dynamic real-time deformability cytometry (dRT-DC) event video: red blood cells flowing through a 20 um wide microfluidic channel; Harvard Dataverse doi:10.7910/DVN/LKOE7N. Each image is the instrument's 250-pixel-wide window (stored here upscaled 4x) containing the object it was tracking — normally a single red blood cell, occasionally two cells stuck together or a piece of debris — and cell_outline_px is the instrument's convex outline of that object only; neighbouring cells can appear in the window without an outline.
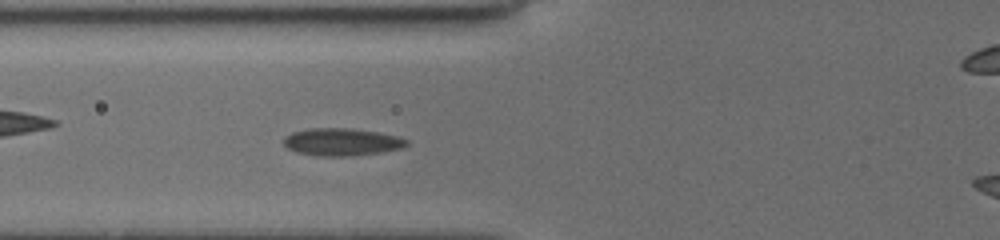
{"species": "common noctule bat (a hibernating species)", "species_latin": "Nyctalus noctula", "temperature_condition": "cold", "stored_images_in_passage": 8, "camera_frame_rate_fps": 3000, "um_per_image_px": 0.085, "animal": {"sex": "female", "body_mass_g": 19.5, "forearm_length_mm": 54.1}, "frame": {"image": 1, "passage_image": 4, "time_ms": 3.667, "image_size_px": [1000, 240], "cell_outline_px": [[408, 144], [400, 148], [380, 152], [352, 156], [316, 156], [296, 152], [288, 148], [284, 144], [284, 136], [292, 132], [308, 128], [352, 128], [376, 132], [396, 136], [408, 140]], "centroid_in_image_um": [29.0, 12.06], "position_along_channel_um": 96.8, "area_um2": 19.65}}
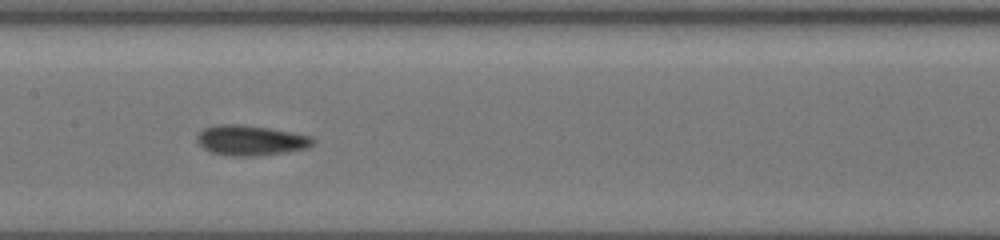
{"frame": {"image": 2, "passage_image": 6, "time_ms": 6.0, "image_size_px": [1000, 240], "cell_outline_px": [[316, 140], [308, 148], [284, 152], [256, 156], [232, 156], [208, 152], [196, 140], [196, 136], [204, 128], [216, 124], [244, 124], [292, 132], [312, 136]], "centroid_in_image_um": [21.3, 11.92], "position_along_channel_um": 186.1, "area_um2": 20.52}}
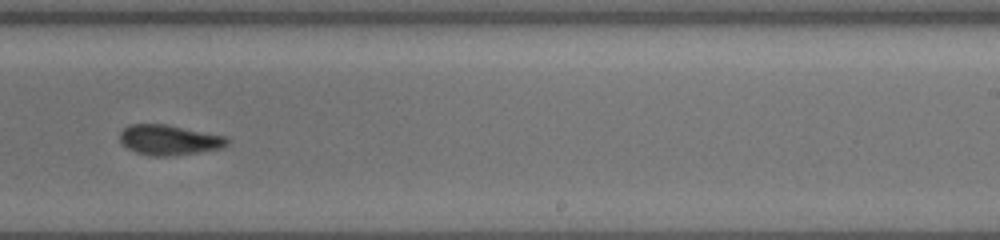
{"frame": {"image": 3, "passage_image": 8, "time_ms": 8.333, "image_size_px": [1000, 240], "cell_outline_px": [[232, 140], [224, 148], [200, 152], [164, 156], [148, 156], [136, 152], [120, 144], [120, 132], [124, 128], [132, 124], [164, 124], [224, 136]], "centroid_in_image_um": [14.38, 11.91], "position_along_channel_um": 274.6, "area_um2": 18.84}}